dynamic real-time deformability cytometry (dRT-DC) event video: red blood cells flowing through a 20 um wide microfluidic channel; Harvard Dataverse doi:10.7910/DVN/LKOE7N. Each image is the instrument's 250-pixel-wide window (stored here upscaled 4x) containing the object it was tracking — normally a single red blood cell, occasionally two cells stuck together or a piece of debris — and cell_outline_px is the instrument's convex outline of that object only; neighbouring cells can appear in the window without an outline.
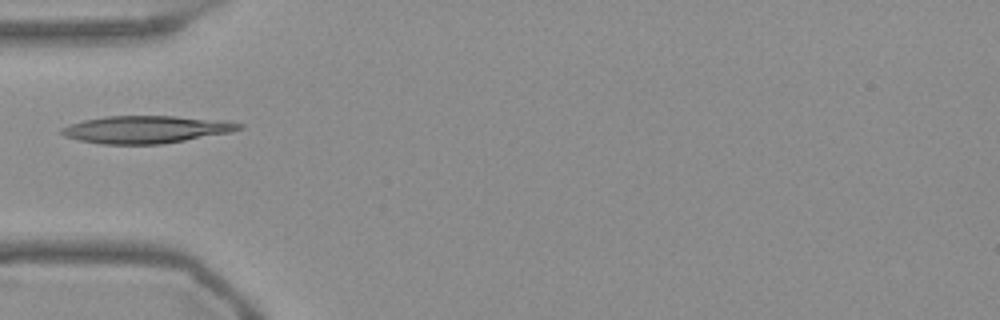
{"species": "Egyptian fruit bat (a non-hibernating species)", "species_latin": "Rousettus aegyptiacus", "temperature_condition": "warm", "stored_images_in_passage": 34, "camera_frame_rate_fps": 3000, "um_per_image_px": 0.085, "frame": {"image": 1, "passage_image": 1, "time_ms": 0.0, "image_size_px": [1000, 320], "cell_outline_px": [[244, 128], [232, 132], [160, 144], [100, 144], [80, 140], [64, 136], [60, 132], [60, 128], [84, 120], [104, 116], [176, 116], [228, 120], [244, 124]], "centroid_in_image_um": [12.47, 10.99], "position_along_channel_um": 72.5, "area_um2": 28.5}}
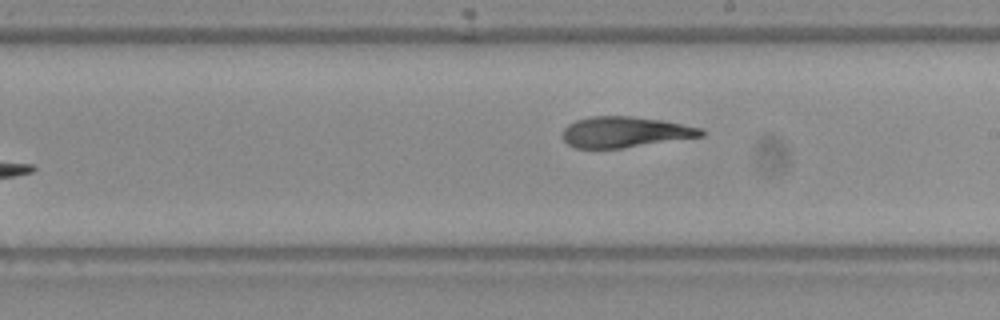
{"frame": {"image": 2, "passage_image": 14, "time_ms": 4.333, "image_size_px": [1000, 320], "cell_outline_px": [[708, 132], [704, 136], [624, 148], [576, 148], [568, 144], [564, 140], [564, 128], [568, 124], [576, 120], [592, 116], [632, 116], [664, 120], [704, 128]], "centroid_in_image_um": [53.21, 11.22], "position_along_channel_um": 235.8, "area_um2": 25.09}}
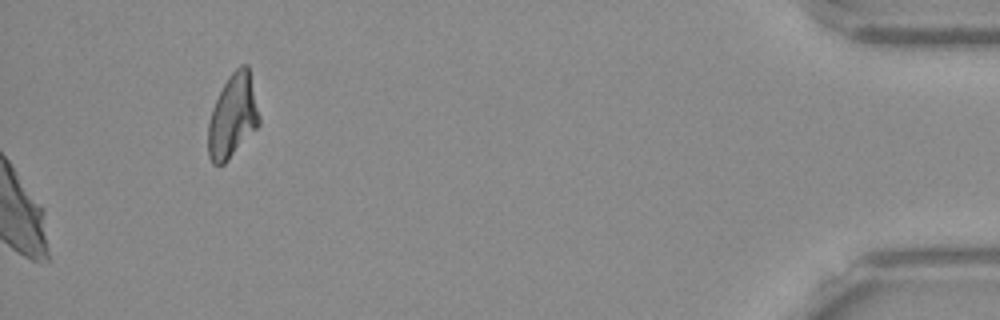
{"frame": {"image": 3, "passage_image": 34, "time_ms": 11.0, "image_size_px": [1000, 320], "cell_outline_px": [[260, 124], [228, 160], [224, 164], [212, 164], [208, 156], [208, 124], [212, 108], [228, 76], [240, 64], [248, 64], [260, 116]], "centroid_in_image_um": [19.78, 9.86], "position_along_channel_um": 415.4, "area_um2": 24.8}}